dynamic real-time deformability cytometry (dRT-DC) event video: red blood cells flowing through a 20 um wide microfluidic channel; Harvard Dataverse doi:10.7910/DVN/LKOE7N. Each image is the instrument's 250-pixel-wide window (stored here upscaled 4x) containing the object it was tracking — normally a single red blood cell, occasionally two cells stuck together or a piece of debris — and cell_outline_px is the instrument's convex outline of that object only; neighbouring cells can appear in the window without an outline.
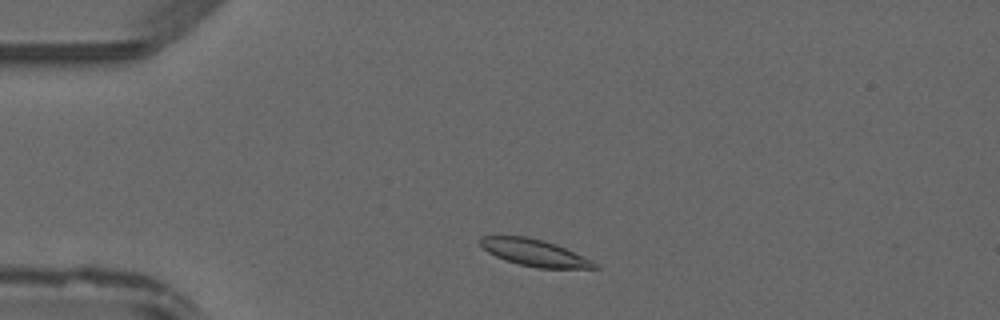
{"species": "common noctule bat (a hibernating species)", "species_latin": "Nyctalus noctula", "temperature_condition": "warm", "stored_images_in_passage": 40, "camera_frame_rate_fps": 3000, "um_per_image_px": 0.085, "animal": {"sex": "male", "forearm_length_mm": 52.5}, "frame": {"image": 1, "passage_image": 4, "time_ms": 1.0, "image_size_px": [1000, 320], "cell_outline_px": [[600, 268], [536, 268], [504, 260], [488, 252], [480, 244], [480, 236], [524, 236], [544, 240], [556, 244], [592, 260]], "centroid_in_image_um": [45.42, 21.48], "position_along_channel_um": 39.6, "area_um2": 17.69}}
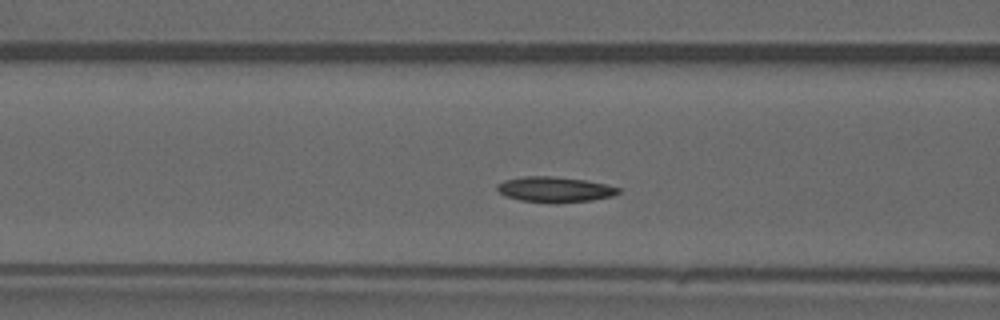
{"frame": {"image": 2, "passage_image": 12, "time_ms": 3.667, "image_size_px": [1000, 320], "cell_outline_px": [[620, 192], [612, 196], [592, 200], [520, 200], [504, 196], [496, 188], [496, 184], [504, 180], [524, 176], [552, 176], [584, 180], [604, 184], [620, 188]], "centroid_in_image_um": [47.11, 16.05], "position_along_channel_um": 119.5, "area_um2": 17.05}}
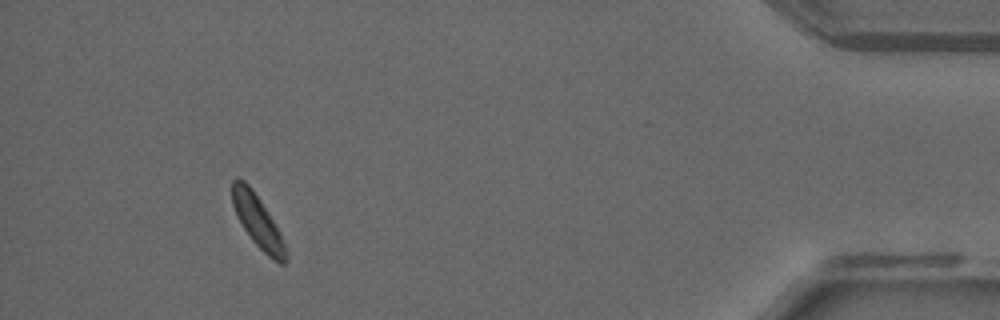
{"frame": {"image": 3, "passage_image": 37, "time_ms": 12.0, "image_size_px": [1000, 320], "cell_outline_px": [[288, 260], [284, 264], [280, 264], [268, 256], [252, 240], [244, 228], [232, 204], [232, 180], [244, 180], [252, 188], [260, 200], [272, 220], [288, 248]], "centroid_in_image_um": [21.94, 18.86], "position_along_channel_um": 413.3, "area_um2": 15.95}}